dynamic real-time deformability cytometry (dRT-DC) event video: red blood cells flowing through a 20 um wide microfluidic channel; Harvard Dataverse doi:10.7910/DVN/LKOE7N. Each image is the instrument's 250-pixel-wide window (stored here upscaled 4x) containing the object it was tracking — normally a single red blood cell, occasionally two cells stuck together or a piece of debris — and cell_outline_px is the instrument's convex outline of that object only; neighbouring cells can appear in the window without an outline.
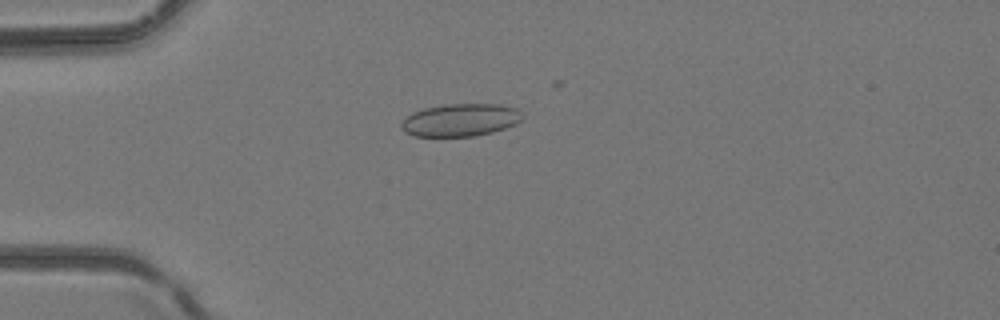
{"species": "common noctule bat (a hibernating species)", "species_latin": "Nyctalus noctula", "temperature_condition": "room temperature", "stored_images_in_passage": 6, "camera_frame_rate_fps": 3000, "um_per_image_px": 0.085, "animal": {"sex": "female", "body_mass_g": 24.6, "forearm_length_mm": 56.2}, "frame": {"image": 1, "passage_image": 4, "time_ms": 1.0, "image_size_px": [1000, 320], "cell_outline_px": [[524, 120], [516, 124], [492, 132], [476, 136], [412, 136], [404, 132], [400, 128], [400, 124], [412, 112], [424, 108], [444, 104], [500, 104], [516, 108], [524, 116]], "centroid_in_image_um": [39.15, 10.2], "position_along_channel_um": 45.9, "area_um2": 23.24}}